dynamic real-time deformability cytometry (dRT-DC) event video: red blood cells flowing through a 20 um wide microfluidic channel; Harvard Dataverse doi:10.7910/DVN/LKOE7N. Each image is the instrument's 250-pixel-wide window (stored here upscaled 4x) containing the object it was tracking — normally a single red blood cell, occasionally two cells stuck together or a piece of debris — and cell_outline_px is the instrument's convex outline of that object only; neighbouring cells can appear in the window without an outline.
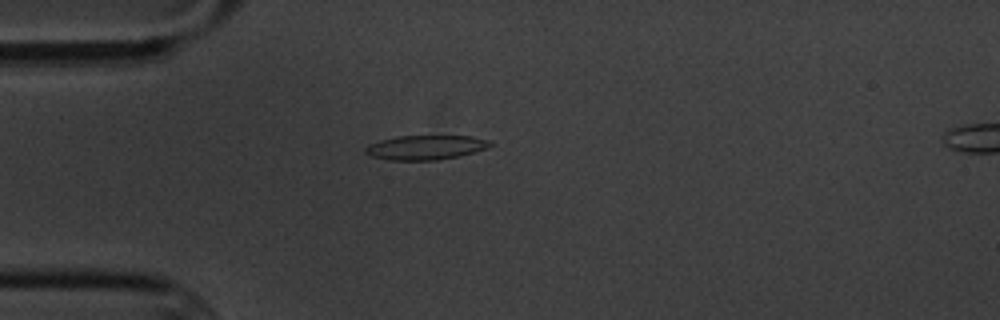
{"species": "common noctule bat (a hibernating species)", "species_latin": "Nyctalus noctula", "temperature_condition": "cold", "stored_images_in_passage": 5, "camera_frame_rate_fps": 3000, "um_per_image_px": 0.085, "animal": {"sex": "male", "body_mass_g": 20.1, "forearm_length_mm": 53.5}, "frame": {"image": 1, "passage_image": 4, "time_ms": 3.667, "image_size_px": [1000, 320], "cell_outline_px": [[492, 144], [488, 148], [476, 152], [460, 156], [436, 160], [388, 160], [368, 156], [364, 152], [364, 148], [368, 144], [380, 140], [396, 136], [472, 136], [488, 140]], "centroid_in_image_um": [36.14, 12.54], "position_along_channel_um": 48.9, "area_um2": 17.98}}